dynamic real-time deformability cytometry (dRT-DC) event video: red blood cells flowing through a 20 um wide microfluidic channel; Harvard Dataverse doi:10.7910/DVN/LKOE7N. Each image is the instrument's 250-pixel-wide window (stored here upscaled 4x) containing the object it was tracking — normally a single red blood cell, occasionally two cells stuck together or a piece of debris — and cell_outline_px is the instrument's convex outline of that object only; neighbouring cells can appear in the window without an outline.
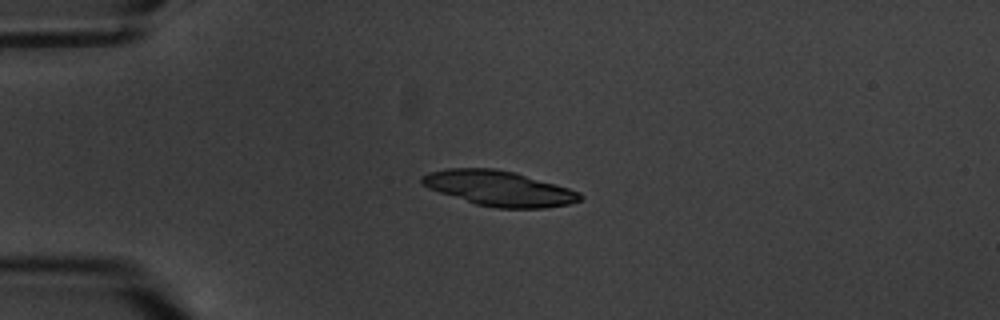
{"species": "common noctule bat (a hibernating species)", "species_latin": "Nyctalus noctula", "temperature_condition": "warm", "stored_images_in_passage": 3, "camera_frame_rate_fps": 3000, "um_per_image_px": 0.085, "animal": {"sex": "male", "body_mass_g": 20.1, "forearm_length_mm": 53.5}, "frame": {"image": 1, "passage_image": 2, "time_ms": 1.333, "image_size_px": [1000, 320], "cell_outline_px": [[584, 196], [580, 200], [568, 204], [544, 208], [496, 208], [476, 204], [428, 188], [420, 184], [420, 176], [428, 172], [448, 168], [496, 168], [512, 172], [568, 188], [580, 192]], "centroid_in_image_um": [42.37, 16.01], "position_along_channel_um": 42.6, "area_um2": 32.14}}